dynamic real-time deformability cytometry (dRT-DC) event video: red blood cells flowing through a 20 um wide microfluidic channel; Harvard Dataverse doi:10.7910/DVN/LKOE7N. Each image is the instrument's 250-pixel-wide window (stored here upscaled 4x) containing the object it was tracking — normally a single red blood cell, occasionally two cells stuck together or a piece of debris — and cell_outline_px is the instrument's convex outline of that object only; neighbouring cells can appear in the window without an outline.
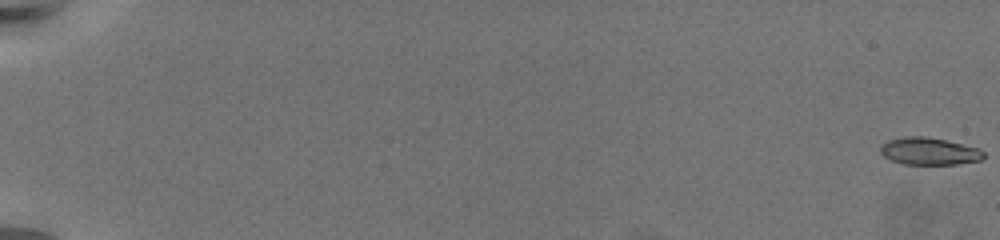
{"species": "common noctule bat (a hibernating species)", "species_latin": "Nyctalus noctula", "temperature_condition": "warm", "stored_images_in_passage": 67, "camera_frame_rate_fps": 3000, "um_per_image_px": 0.085, "animal": {"sex": "female", "body_mass_g": 19.5, "forearm_length_mm": 54.1}, "frame": {"image": 1, "passage_image": 1, "time_ms": 0.0, "image_size_px": [1000, 240], "cell_outline_px": [[984, 156], [980, 160], [956, 164], [904, 164], [892, 160], [884, 156], [880, 152], [880, 144], [888, 140], [904, 136], [924, 136], [944, 140], [980, 148], [984, 152]], "centroid_in_image_um": [78.95, 12.85], "position_along_channel_um": 6.0, "area_um2": 16.36}}
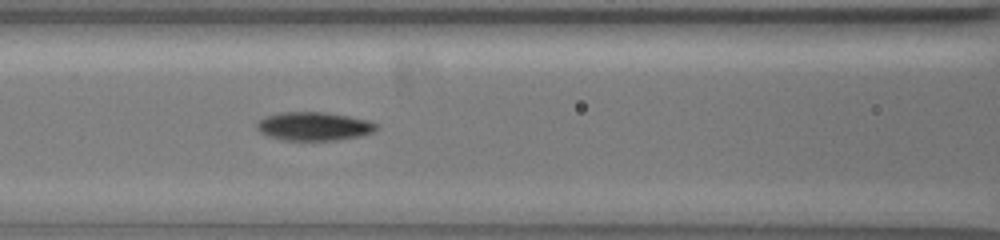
{"frame": {"image": 2, "passage_image": 34, "time_ms": 11.0, "image_size_px": [1000, 240], "cell_outline_px": [[380, 128], [372, 132], [360, 136], [336, 140], [280, 140], [268, 136], [260, 132], [256, 128], [256, 124], [264, 116], [280, 112], [324, 112], [348, 116], [368, 120], [376, 124]], "centroid_in_image_um": [26.66, 10.73], "position_along_channel_um": 139.9, "area_um2": 19.94}}
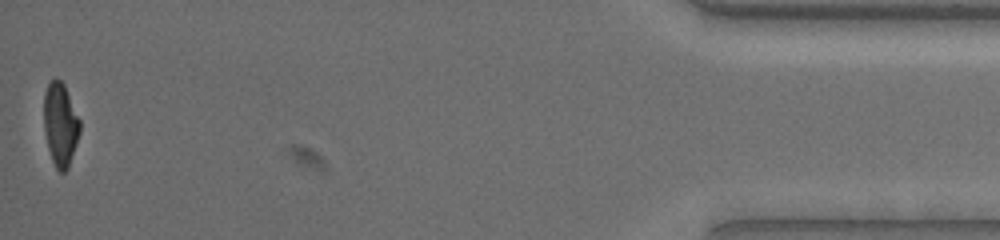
{"frame": {"image": 3, "passage_image": 67, "time_ms": 22.0, "image_size_px": [1000, 240], "cell_outline_px": [[80, 132], [68, 168], [64, 172], [60, 172], [56, 168], [52, 160], [48, 148], [44, 132], [44, 92], [48, 84], [56, 76], [64, 84], [80, 120]], "centroid_in_image_um": [5.12, 10.56], "position_along_channel_um": 430.1, "area_um2": 17.46}, "authors_computed_cell_mechanics": {"area_um2": 18.2648, "velocity_mm_per_s": 3.351, "shape_relaxation_time_tau1_ms": 5.1371, "shape_relaxation_time_tau2_ms": 2.1413, "deformation_change_tau1": 0.2054, "deformation_change_tau2": 0.0773}}